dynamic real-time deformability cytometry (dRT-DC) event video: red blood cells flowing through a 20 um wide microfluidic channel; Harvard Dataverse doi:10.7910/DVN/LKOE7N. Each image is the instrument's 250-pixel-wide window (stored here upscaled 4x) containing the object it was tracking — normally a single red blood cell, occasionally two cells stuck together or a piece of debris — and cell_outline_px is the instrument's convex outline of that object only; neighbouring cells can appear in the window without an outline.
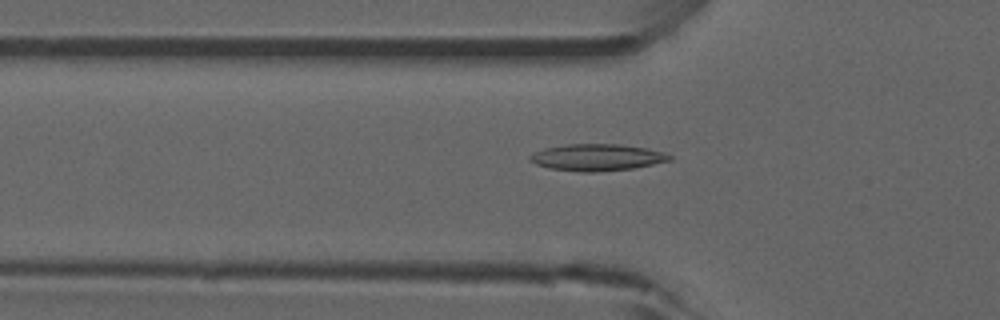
{"species": "common noctule bat (a hibernating species)", "species_latin": "Nyctalus noctula", "temperature_condition": "room temperature", "stored_images_in_passage": 53, "camera_frame_rate_fps": 3000, "um_per_image_px": 0.085, "animal": {"sex": "male", "forearm_length_mm": 52.5}, "frame": {"image": 1, "passage_image": 18, "time_ms": 5.667, "image_size_px": [1000, 320], "cell_outline_px": [[672, 160], [632, 168], [596, 172], [580, 172], [548, 168], [536, 164], [528, 160], [528, 156], [532, 152], [544, 148], [568, 144], [620, 144], [644, 148], [664, 152], [672, 156]], "centroid_in_image_um": [50.69, 13.38], "position_along_channel_um": 75.1, "area_um2": 21.79}}
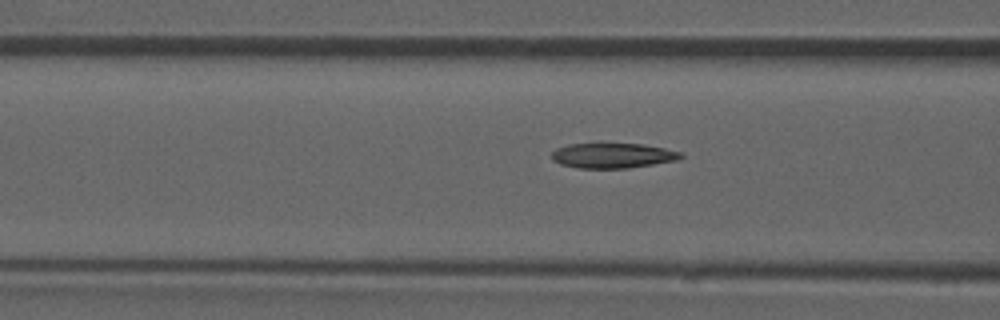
{"frame": {"image": 2, "passage_image": 21, "time_ms": 6.667, "image_size_px": [1000, 320], "cell_outline_px": [[684, 156], [676, 160], [628, 168], [580, 168], [560, 164], [552, 160], [552, 152], [556, 148], [568, 144], [600, 140], [644, 144], [684, 152]], "centroid_in_image_um": [52.05, 13.16], "position_along_channel_um": 114.6, "area_um2": 19.88}}
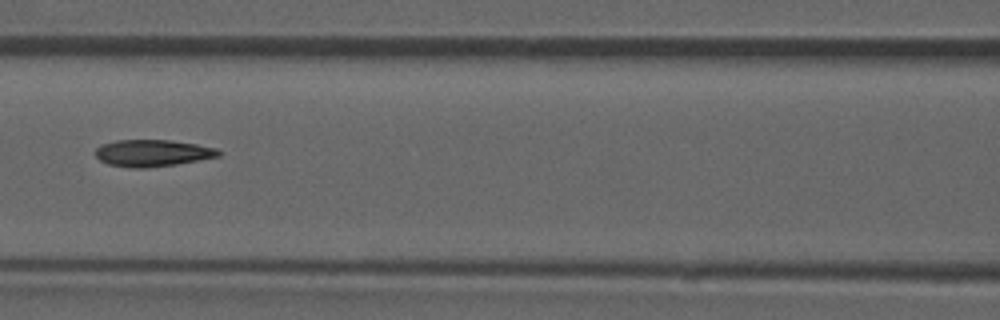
{"frame": {"image": 3, "passage_image": 24, "time_ms": 7.667, "image_size_px": [1000, 320], "cell_outline_px": [[220, 156], [176, 164], [148, 168], [132, 168], [108, 164], [100, 160], [96, 156], [96, 148], [100, 144], [116, 140], [172, 140], [196, 144], [216, 148], [220, 152]], "centroid_in_image_um": [12.94, 13.01], "position_along_channel_um": 153.7, "area_um2": 19.25}, "authors_computed_cell_mechanics": {"area_um2": 19.4208, "velocity_mm_per_s": 3.8939, "shape_relaxation_time_tau1_ms": null, "shape_relaxation_time_tau2_ms": 5.3334, "deformation_change_tau1": null, "deformation_change_tau2": 0.1601}}